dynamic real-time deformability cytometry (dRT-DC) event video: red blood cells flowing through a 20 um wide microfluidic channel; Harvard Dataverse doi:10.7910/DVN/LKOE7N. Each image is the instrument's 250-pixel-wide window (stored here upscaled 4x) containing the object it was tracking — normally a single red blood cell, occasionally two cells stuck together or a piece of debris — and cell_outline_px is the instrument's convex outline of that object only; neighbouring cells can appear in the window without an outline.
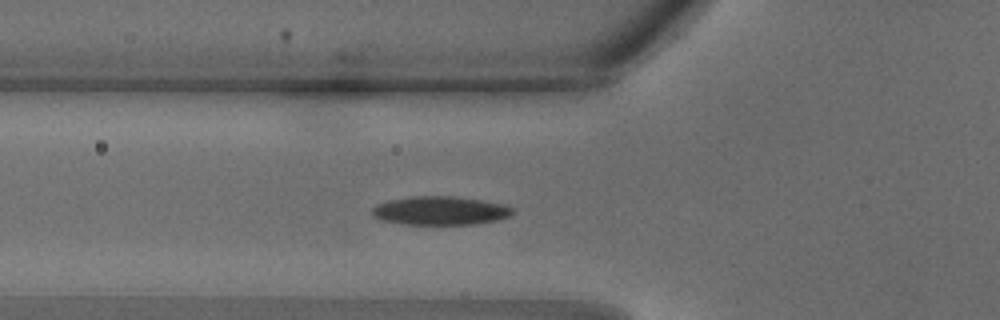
{"species": "common noctule bat (a hibernating species)", "species_latin": "Nyctalus noctula", "temperature_condition": "warm", "stored_images_in_passage": 30, "camera_frame_rate_fps": 3000, "um_per_image_px": 0.085, "animal": {"sex": "male", "body_mass_g": 18.8}, "frame": {"image": 1, "passage_image": 8, "time_ms": 2.333, "image_size_px": [1000, 320], "cell_outline_px": [[516, 212], [512, 216], [500, 220], [476, 224], [400, 224], [384, 220], [372, 216], [372, 208], [376, 204], [388, 200], [412, 196], [452, 196], [480, 200], [504, 204], [512, 208]], "centroid_in_image_um": [37.45, 17.91], "position_along_channel_um": 88.3, "area_um2": 23.64}}
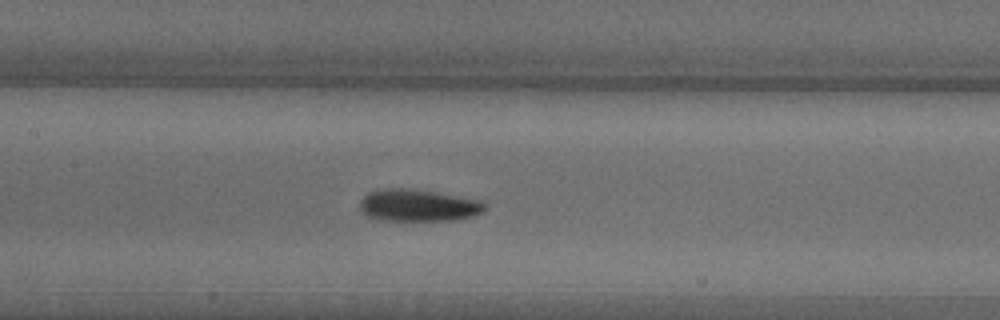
{"frame": {"image": 2, "passage_image": 12, "time_ms": 3.667, "image_size_px": [1000, 320], "cell_outline_px": [[488, 208], [484, 212], [460, 220], [376, 220], [364, 216], [360, 208], [360, 200], [368, 192], [380, 188], [408, 188], [436, 192], [484, 200], [488, 204]], "centroid_in_image_um": [35.58, 17.45], "position_along_channel_um": 171.8, "area_um2": 23.99}}
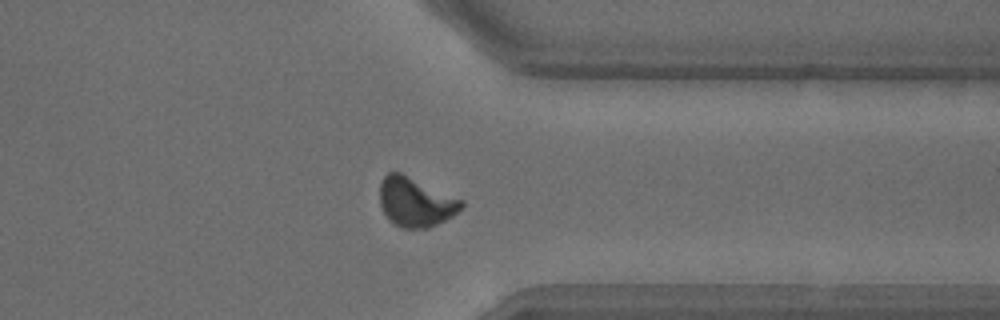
{"frame": {"image": 3, "passage_image": 22, "time_ms": 7.0, "image_size_px": [1000, 320], "cell_outline_px": [[464, 208], [452, 216], [428, 228], [400, 228], [392, 224], [388, 220], [380, 204], [380, 184], [384, 176], [388, 172], [400, 172], [464, 200]], "centroid_in_image_um": [35.32, 17.18], "position_along_channel_um": 376.1, "area_um2": 23.58}}